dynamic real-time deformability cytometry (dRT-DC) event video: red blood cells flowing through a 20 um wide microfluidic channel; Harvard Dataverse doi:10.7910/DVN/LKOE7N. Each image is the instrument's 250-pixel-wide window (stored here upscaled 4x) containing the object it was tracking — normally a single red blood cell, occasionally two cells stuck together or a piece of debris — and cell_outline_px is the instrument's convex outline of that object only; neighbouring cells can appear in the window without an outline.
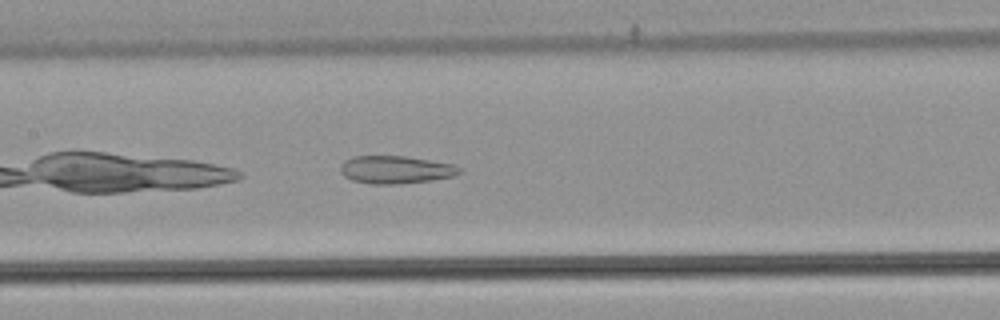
{"species": "common noctule bat (a hibernating species)", "species_latin": "Nyctalus noctula", "temperature_condition": "warm", "stored_images_in_passage": 31, "camera_frame_rate_fps": 3000, "um_per_image_px": 0.085, "animal": {"sex": "male", "body_mass_g": 21.5, "forearm_length_mm": 52.0}, "frame": {"image": 1, "passage_image": 10, "time_ms": 3.0, "image_size_px": [1000, 320], "cell_outline_px": [[460, 172], [452, 176], [432, 180], [396, 184], [372, 184], [352, 180], [344, 176], [340, 172], [340, 164], [344, 160], [352, 156], [404, 156], [452, 164], [460, 168]], "centroid_in_image_um": [33.56, 14.42], "position_along_channel_um": 173.8, "area_um2": 19.13}}
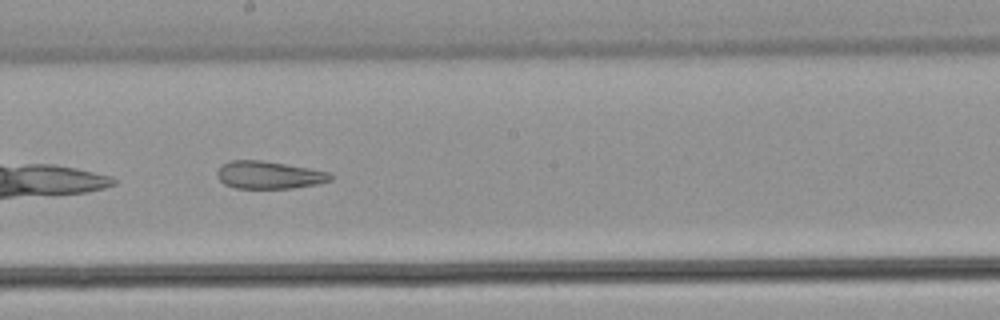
{"frame": {"image": 2, "passage_image": 14, "time_ms": 4.333, "image_size_px": [1000, 320], "cell_outline_px": [[332, 180], [316, 184], [292, 188], [236, 188], [224, 184], [216, 176], [216, 172], [224, 164], [232, 160], [260, 160], [308, 168], [328, 172], [332, 176]], "centroid_in_image_um": [22.84, 14.88], "position_along_channel_um": 225.4, "area_um2": 17.98}, "authors_computed_cell_mechanics": {"area_um2": 19.9988, "velocity_mm_per_s": 3.8853, "shape_relaxation_time_tau1_ms": null, "shape_relaxation_time_tau2_ms": 2.1411, "deformation_change_tau1": null, "deformation_change_tau2": 0.1032}}